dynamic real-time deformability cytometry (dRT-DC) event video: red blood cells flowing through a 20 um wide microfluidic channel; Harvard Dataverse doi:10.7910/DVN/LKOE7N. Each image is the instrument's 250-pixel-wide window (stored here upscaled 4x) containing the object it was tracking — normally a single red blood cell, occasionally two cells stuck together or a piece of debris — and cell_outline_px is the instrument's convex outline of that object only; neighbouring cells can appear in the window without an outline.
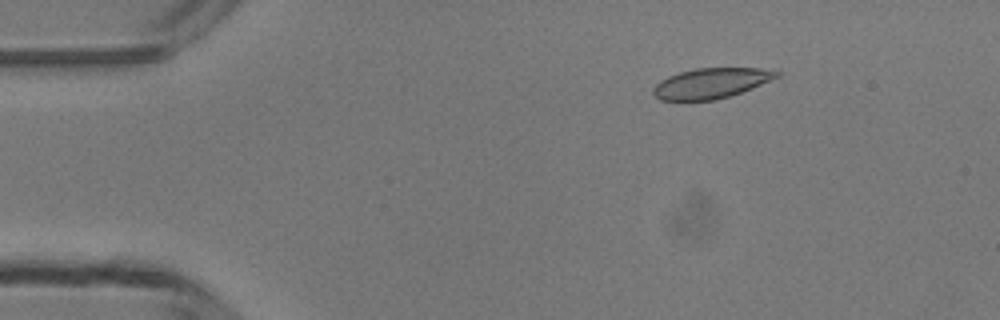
{"species": "common noctule bat (a hibernating species)", "species_latin": "Nyctalus noctula", "temperature_condition": "room temperature", "stored_images_in_passage": 5, "camera_frame_rate_fps": 3000, "um_per_image_px": 0.085, "animal": {"sex": "male", "body_mass_g": 13.3}, "frame": {"image": 1, "passage_image": 2, "time_ms": 1.0, "image_size_px": [1000, 320], "cell_outline_px": [[780, 76], [752, 88], [716, 100], [660, 100], [652, 92], [652, 88], [660, 80], [668, 76], [680, 72], [696, 68], [760, 68], [780, 72]], "centroid_in_image_um": [60.42, 7.07], "position_along_channel_um": 24.6, "area_um2": 21.62}}
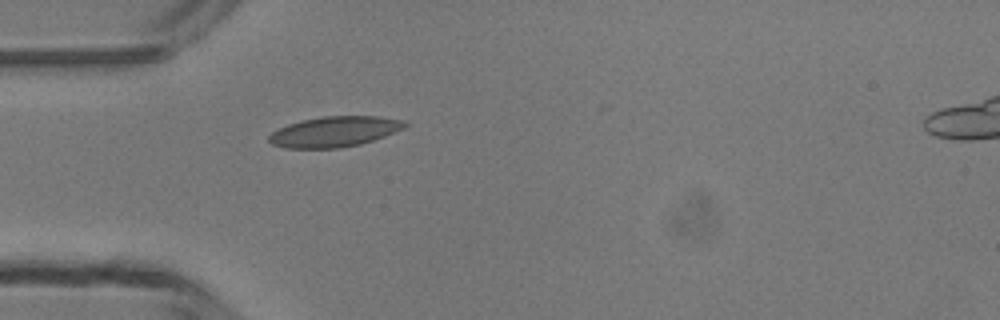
{"frame": {"image": 2, "passage_image": 4, "time_ms": 3.333, "image_size_px": [1000, 320], "cell_outline_px": [[408, 124], [404, 128], [384, 136], [360, 144], [340, 148], [284, 148], [272, 144], [268, 140], [268, 136], [272, 132], [288, 124], [300, 120], [324, 116], [380, 116], [404, 120]], "centroid_in_image_um": [28.42, 11.18], "position_along_channel_um": 56.6, "area_um2": 24.1}}